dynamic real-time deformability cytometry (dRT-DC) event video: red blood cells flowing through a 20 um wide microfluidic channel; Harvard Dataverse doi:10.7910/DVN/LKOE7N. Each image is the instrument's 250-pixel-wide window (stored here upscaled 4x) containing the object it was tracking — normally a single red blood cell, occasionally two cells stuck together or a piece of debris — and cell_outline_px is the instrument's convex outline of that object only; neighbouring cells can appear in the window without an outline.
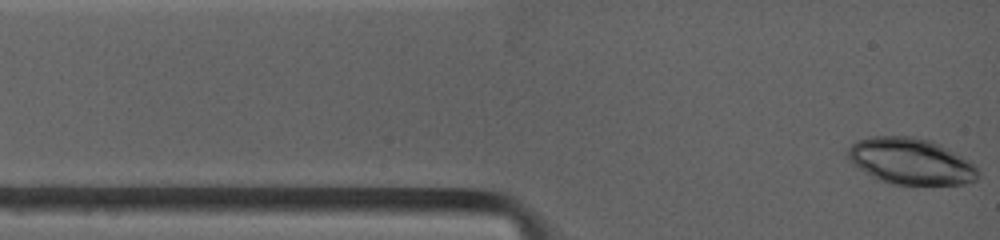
{"species": "common noctule bat (a hibernating species)", "species_latin": "Nyctalus noctula", "temperature_condition": "warm", "stored_images_in_passage": 3, "camera_frame_rate_fps": 4500, "um_per_image_px": 0.085, "animal": {"sex": "female", "body_mass_g": 19.0, "forearm_length_mm": 53.3}, "frame": {"image": 1, "passage_image": 1, "time_ms": 0.0, "image_size_px": [1000, 240], "cell_outline_px": [[980, 176], [976, 180], [964, 184], [912, 188], [888, 184], [872, 176], [860, 168], [848, 156], [848, 148], [856, 140], [872, 136], [912, 136], [932, 140], [940, 144], [960, 156], [972, 164], [976, 168]], "centroid_in_image_um": [77.44, 13.76], "position_along_channel_um": 7.6, "area_um2": 35.78}}